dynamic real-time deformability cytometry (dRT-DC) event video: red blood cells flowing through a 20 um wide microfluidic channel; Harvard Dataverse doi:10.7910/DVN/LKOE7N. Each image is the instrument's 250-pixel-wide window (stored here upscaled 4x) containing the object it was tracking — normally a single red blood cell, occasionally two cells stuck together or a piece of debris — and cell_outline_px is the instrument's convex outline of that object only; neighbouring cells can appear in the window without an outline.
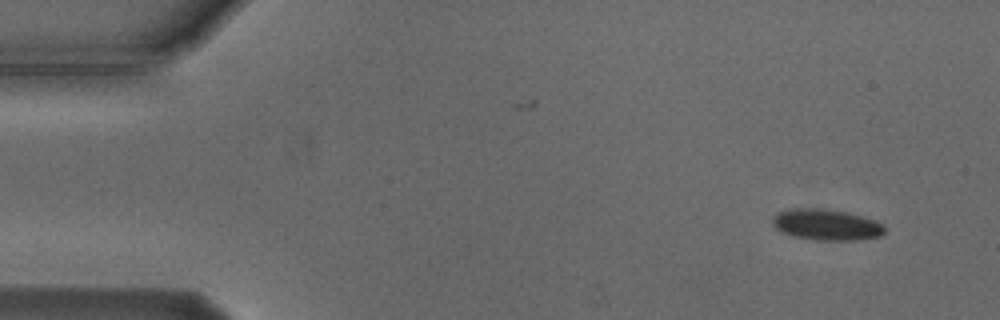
{"species": "Egyptian fruit bat (a non-hibernating species)", "species_latin": "Rousettus aegyptiacus", "temperature_condition": "cold", "stored_images_in_passage": 4, "camera_frame_rate_fps": 3000, "um_per_image_px": 0.085, "animal": {"sex": "male"}, "frame": {"image": 1, "passage_image": 1, "time_ms": 0.0, "image_size_px": [1000, 320], "cell_outline_px": [[884, 232], [880, 236], [856, 240], [816, 240], [792, 236], [780, 232], [772, 224], [772, 220], [780, 212], [792, 208], [816, 208], [844, 212], [876, 220], [884, 224]], "centroid_in_image_um": [70.24, 19.11], "position_along_channel_um": 14.8, "area_um2": 20.11}}
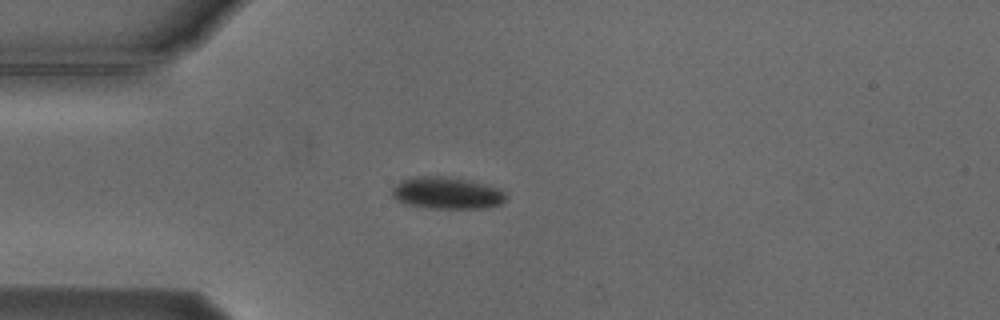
{"frame": {"image": 2, "passage_image": 4, "time_ms": 3.333, "image_size_px": [1000, 320], "cell_outline_px": [[508, 196], [500, 204], [488, 208], [432, 208], [408, 204], [396, 200], [392, 196], [392, 188], [400, 180], [412, 176], [444, 176], [468, 180], [484, 184], [496, 188], [504, 192]], "centroid_in_image_um": [37.95, 16.4], "position_along_channel_um": 47.0, "area_um2": 21.15}}